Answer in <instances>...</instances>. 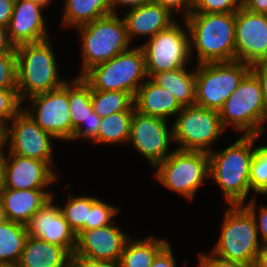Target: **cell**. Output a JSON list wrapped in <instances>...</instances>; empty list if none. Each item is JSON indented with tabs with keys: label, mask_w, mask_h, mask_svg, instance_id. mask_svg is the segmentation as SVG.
Listing matches in <instances>:
<instances>
[{
	"label": "cell",
	"mask_w": 267,
	"mask_h": 267,
	"mask_svg": "<svg viewBox=\"0 0 267 267\" xmlns=\"http://www.w3.org/2000/svg\"><path fill=\"white\" fill-rule=\"evenodd\" d=\"M262 136L242 135L222 151L209 152V177L223 191L230 205H243L251 192L250 169L256 140Z\"/></svg>",
	"instance_id": "cell-1"
},
{
	"label": "cell",
	"mask_w": 267,
	"mask_h": 267,
	"mask_svg": "<svg viewBox=\"0 0 267 267\" xmlns=\"http://www.w3.org/2000/svg\"><path fill=\"white\" fill-rule=\"evenodd\" d=\"M190 35V54L194 48L197 63L235 60V12L191 13L185 18Z\"/></svg>",
	"instance_id": "cell-2"
},
{
	"label": "cell",
	"mask_w": 267,
	"mask_h": 267,
	"mask_svg": "<svg viewBox=\"0 0 267 267\" xmlns=\"http://www.w3.org/2000/svg\"><path fill=\"white\" fill-rule=\"evenodd\" d=\"M50 39L16 46L17 90L22 102L34 95L61 87L58 65Z\"/></svg>",
	"instance_id": "cell-3"
},
{
	"label": "cell",
	"mask_w": 267,
	"mask_h": 267,
	"mask_svg": "<svg viewBox=\"0 0 267 267\" xmlns=\"http://www.w3.org/2000/svg\"><path fill=\"white\" fill-rule=\"evenodd\" d=\"M255 220L243 205L228 206L212 253L220 258L255 265L263 245L259 244Z\"/></svg>",
	"instance_id": "cell-4"
},
{
	"label": "cell",
	"mask_w": 267,
	"mask_h": 267,
	"mask_svg": "<svg viewBox=\"0 0 267 267\" xmlns=\"http://www.w3.org/2000/svg\"><path fill=\"white\" fill-rule=\"evenodd\" d=\"M76 29L81 34L82 76L91 67L127 51L130 41L123 17L112 13Z\"/></svg>",
	"instance_id": "cell-5"
},
{
	"label": "cell",
	"mask_w": 267,
	"mask_h": 267,
	"mask_svg": "<svg viewBox=\"0 0 267 267\" xmlns=\"http://www.w3.org/2000/svg\"><path fill=\"white\" fill-rule=\"evenodd\" d=\"M131 48L91 67L81 77L93 90L128 92L134 97L147 74L142 48Z\"/></svg>",
	"instance_id": "cell-6"
},
{
	"label": "cell",
	"mask_w": 267,
	"mask_h": 267,
	"mask_svg": "<svg viewBox=\"0 0 267 267\" xmlns=\"http://www.w3.org/2000/svg\"><path fill=\"white\" fill-rule=\"evenodd\" d=\"M219 116L225 129L230 125L243 135L261 136L265 132V107L259 79L250 70L229 96Z\"/></svg>",
	"instance_id": "cell-7"
},
{
	"label": "cell",
	"mask_w": 267,
	"mask_h": 267,
	"mask_svg": "<svg viewBox=\"0 0 267 267\" xmlns=\"http://www.w3.org/2000/svg\"><path fill=\"white\" fill-rule=\"evenodd\" d=\"M155 169L154 176L163 186L191 201L209 178V154L174 149Z\"/></svg>",
	"instance_id": "cell-8"
},
{
	"label": "cell",
	"mask_w": 267,
	"mask_h": 267,
	"mask_svg": "<svg viewBox=\"0 0 267 267\" xmlns=\"http://www.w3.org/2000/svg\"><path fill=\"white\" fill-rule=\"evenodd\" d=\"M194 69L196 105L219 111L250 71V65L233 60L197 64Z\"/></svg>",
	"instance_id": "cell-9"
},
{
	"label": "cell",
	"mask_w": 267,
	"mask_h": 267,
	"mask_svg": "<svg viewBox=\"0 0 267 267\" xmlns=\"http://www.w3.org/2000/svg\"><path fill=\"white\" fill-rule=\"evenodd\" d=\"M182 28L176 20L168 28L140 45L145 55L147 78L160 72L172 71L187 66L190 58V35L185 19Z\"/></svg>",
	"instance_id": "cell-10"
},
{
	"label": "cell",
	"mask_w": 267,
	"mask_h": 267,
	"mask_svg": "<svg viewBox=\"0 0 267 267\" xmlns=\"http://www.w3.org/2000/svg\"><path fill=\"white\" fill-rule=\"evenodd\" d=\"M173 123V142L178 150L211 152L213 143L226 129L219 111L197 105L184 106Z\"/></svg>",
	"instance_id": "cell-11"
},
{
	"label": "cell",
	"mask_w": 267,
	"mask_h": 267,
	"mask_svg": "<svg viewBox=\"0 0 267 267\" xmlns=\"http://www.w3.org/2000/svg\"><path fill=\"white\" fill-rule=\"evenodd\" d=\"M32 110L23 109L45 132L55 139L72 140V121L68 100V80L59 88L28 99Z\"/></svg>",
	"instance_id": "cell-12"
},
{
	"label": "cell",
	"mask_w": 267,
	"mask_h": 267,
	"mask_svg": "<svg viewBox=\"0 0 267 267\" xmlns=\"http://www.w3.org/2000/svg\"><path fill=\"white\" fill-rule=\"evenodd\" d=\"M167 125L163 118L143 115L134 109L128 144H132L154 168L171 154L168 148L173 142V132Z\"/></svg>",
	"instance_id": "cell-13"
},
{
	"label": "cell",
	"mask_w": 267,
	"mask_h": 267,
	"mask_svg": "<svg viewBox=\"0 0 267 267\" xmlns=\"http://www.w3.org/2000/svg\"><path fill=\"white\" fill-rule=\"evenodd\" d=\"M7 124L8 152L53 166L52 138L23 109Z\"/></svg>",
	"instance_id": "cell-14"
},
{
	"label": "cell",
	"mask_w": 267,
	"mask_h": 267,
	"mask_svg": "<svg viewBox=\"0 0 267 267\" xmlns=\"http://www.w3.org/2000/svg\"><path fill=\"white\" fill-rule=\"evenodd\" d=\"M235 60L252 65L267 60V16L241 7L235 12Z\"/></svg>",
	"instance_id": "cell-15"
},
{
	"label": "cell",
	"mask_w": 267,
	"mask_h": 267,
	"mask_svg": "<svg viewBox=\"0 0 267 267\" xmlns=\"http://www.w3.org/2000/svg\"><path fill=\"white\" fill-rule=\"evenodd\" d=\"M115 223L116 221L108 226L79 230L76 233L74 252L92 259L118 262L130 237Z\"/></svg>",
	"instance_id": "cell-16"
},
{
	"label": "cell",
	"mask_w": 267,
	"mask_h": 267,
	"mask_svg": "<svg viewBox=\"0 0 267 267\" xmlns=\"http://www.w3.org/2000/svg\"><path fill=\"white\" fill-rule=\"evenodd\" d=\"M52 198L25 224L28 235L61 246L70 254L76 248V234Z\"/></svg>",
	"instance_id": "cell-17"
},
{
	"label": "cell",
	"mask_w": 267,
	"mask_h": 267,
	"mask_svg": "<svg viewBox=\"0 0 267 267\" xmlns=\"http://www.w3.org/2000/svg\"><path fill=\"white\" fill-rule=\"evenodd\" d=\"M4 188L15 190L47 189L57 175L46 161L8 152Z\"/></svg>",
	"instance_id": "cell-18"
},
{
	"label": "cell",
	"mask_w": 267,
	"mask_h": 267,
	"mask_svg": "<svg viewBox=\"0 0 267 267\" xmlns=\"http://www.w3.org/2000/svg\"><path fill=\"white\" fill-rule=\"evenodd\" d=\"M45 8L33 0H16L7 31L10 41L15 45L37 43L49 39L45 17Z\"/></svg>",
	"instance_id": "cell-19"
},
{
	"label": "cell",
	"mask_w": 267,
	"mask_h": 267,
	"mask_svg": "<svg viewBox=\"0 0 267 267\" xmlns=\"http://www.w3.org/2000/svg\"><path fill=\"white\" fill-rule=\"evenodd\" d=\"M123 19L130 42L139 35L150 39L175 22L172 13L154 1L129 9Z\"/></svg>",
	"instance_id": "cell-20"
},
{
	"label": "cell",
	"mask_w": 267,
	"mask_h": 267,
	"mask_svg": "<svg viewBox=\"0 0 267 267\" xmlns=\"http://www.w3.org/2000/svg\"><path fill=\"white\" fill-rule=\"evenodd\" d=\"M53 197V193L44 189L15 190L3 188L0 192V200L7 220L24 225Z\"/></svg>",
	"instance_id": "cell-21"
},
{
	"label": "cell",
	"mask_w": 267,
	"mask_h": 267,
	"mask_svg": "<svg viewBox=\"0 0 267 267\" xmlns=\"http://www.w3.org/2000/svg\"><path fill=\"white\" fill-rule=\"evenodd\" d=\"M133 103L135 111L165 120L182 110V106L175 97L151 78H146V81L138 88Z\"/></svg>",
	"instance_id": "cell-22"
},
{
	"label": "cell",
	"mask_w": 267,
	"mask_h": 267,
	"mask_svg": "<svg viewBox=\"0 0 267 267\" xmlns=\"http://www.w3.org/2000/svg\"><path fill=\"white\" fill-rule=\"evenodd\" d=\"M71 254L63 247L28 235L19 267H70Z\"/></svg>",
	"instance_id": "cell-23"
},
{
	"label": "cell",
	"mask_w": 267,
	"mask_h": 267,
	"mask_svg": "<svg viewBox=\"0 0 267 267\" xmlns=\"http://www.w3.org/2000/svg\"><path fill=\"white\" fill-rule=\"evenodd\" d=\"M186 68L160 72L151 77L156 84L169 91L182 107L196 105V72L193 70L191 73Z\"/></svg>",
	"instance_id": "cell-24"
},
{
	"label": "cell",
	"mask_w": 267,
	"mask_h": 267,
	"mask_svg": "<svg viewBox=\"0 0 267 267\" xmlns=\"http://www.w3.org/2000/svg\"><path fill=\"white\" fill-rule=\"evenodd\" d=\"M63 10L62 27L73 28L112 14L109 0H66Z\"/></svg>",
	"instance_id": "cell-25"
},
{
	"label": "cell",
	"mask_w": 267,
	"mask_h": 267,
	"mask_svg": "<svg viewBox=\"0 0 267 267\" xmlns=\"http://www.w3.org/2000/svg\"><path fill=\"white\" fill-rule=\"evenodd\" d=\"M164 239H156L152 234L145 239L125 243L119 263L121 267H150L156 255L168 244Z\"/></svg>",
	"instance_id": "cell-26"
},
{
	"label": "cell",
	"mask_w": 267,
	"mask_h": 267,
	"mask_svg": "<svg viewBox=\"0 0 267 267\" xmlns=\"http://www.w3.org/2000/svg\"><path fill=\"white\" fill-rule=\"evenodd\" d=\"M90 85L78 76L68 82V100L72 121V139L74 130L89 119H96L98 114L93 111Z\"/></svg>",
	"instance_id": "cell-27"
},
{
	"label": "cell",
	"mask_w": 267,
	"mask_h": 267,
	"mask_svg": "<svg viewBox=\"0 0 267 267\" xmlns=\"http://www.w3.org/2000/svg\"><path fill=\"white\" fill-rule=\"evenodd\" d=\"M24 224L6 220L0 224V263H18L27 240Z\"/></svg>",
	"instance_id": "cell-28"
},
{
	"label": "cell",
	"mask_w": 267,
	"mask_h": 267,
	"mask_svg": "<svg viewBox=\"0 0 267 267\" xmlns=\"http://www.w3.org/2000/svg\"><path fill=\"white\" fill-rule=\"evenodd\" d=\"M133 112L119 111L101 118L98 136L93 143L115 145L128 143Z\"/></svg>",
	"instance_id": "cell-29"
},
{
	"label": "cell",
	"mask_w": 267,
	"mask_h": 267,
	"mask_svg": "<svg viewBox=\"0 0 267 267\" xmlns=\"http://www.w3.org/2000/svg\"><path fill=\"white\" fill-rule=\"evenodd\" d=\"M91 102L100 118L119 111H134V97L128 92L92 89Z\"/></svg>",
	"instance_id": "cell-30"
},
{
	"label": "cell",
	"mask_w": 267,
	"mask_h": 267,
	"mask_svg": "<svg viewBox=\"0 0 267 267\" xmlns=\"http://www.w3.org/2000/svg\"><path fill=\"white\" fill-rule=\"evenodd\" d=\"M65 206L60 207V210L68 222L70 228L75 234L85 225L88 221L89 210L92 203L97 199L96 197L85 196H69Z\"/></svg>",
	"instance_id": "cell-31"
},
{
	"label": "cell",
	"mask_w": 267,
	"mask_h": 267,
	"mask_svg": "<svg viewBox=\"0 0 267 267\" xmlns=\"http://www.w3.org/2000/svg\"><path fill=\"white\" fill-rule=\"evenodd\" d=\"M250 186L256 194L267 195V145L257 146L250 169Z\"/></svg>",
	"instance_id": "cell-32"
},
{
	"label": "cell",
	"mask_w": 267,
	"mask_h": 267,
	"mask_svg": "<svg viewBox=\"0 0 267 267\" xmlns=\"http://www.w3.org/2000/svg\"><path fill=\"white\" fill-rule=\"evenodd\" d=\"M119 210V208L97 198L89 210L88 221L80 230H90L112 224L115 221L112 218L120 212Z\"/></svg>",
	"instance_id": "cell-33"
},
{
	"label": "cell",
	"mask_w": 267,
	"mask_h": 267,
	"mask_svg": "<svg viewBox=\"0 0 267 267\" xmlns=\"http://www.w3.org/2000/svg\"><path fill=\"white\" fill-rule=\"evenodd\" d=\"M244 5V0H193L191 13H231Z\"/></svg>",
	"instance_id": "cell-34"
},
{
	"label": "cell",
	"mask_w": 267,
	"mask_h": 267,
	"mask_svg": "<svg viewBox=\"0 0 267 267\" xmlns=\"http://www.w3.org/2000/svg\"><path fill=\"white\" fill-rule=\"evenodd\" d=\"M16 53H0V88L17 89Z\"/></svg>",
	"instance_id": "cell-35"
},
{
	"label": "cell",
	"mask_w": 267,
	"mask_h": 267,
	"mask_svg": "<svg viewBox=\"0 0 267 267\" xmlns=\"http://www.w3.org/2000/svg\"><path fill=\"white\" fill-rule=\"evenodd\" d=\"M17 89L0 88V117L9 123L21 110Z\"/></svg>",
	"instance_id": "cell-36"
},
{
	"label": "cell",
	"mask_w": 267,
	"mask_h": 267,
	"mask_svg": "<svg viewBox=\"0 0 267 267\" xmlns=\"http://www.w3.org/2000/svg\"><path fill=\"white\" fill-rule=\"evenodd\" d=\"M256 198L253 197L247 204H243V206L250 212L253 216L256 224V228L258 231V235L261 237L262 245L267 246V206H262L258 209L260 212L259 220H257V210H256ZM258 221V222H257Z\"/></svg>",
	"instance_id": "cell-37"
},
{
	"label": "cell",
	"mask_w": 267,
	"mask_h": 267,
	"mask_svg": "<svg viewBox=\"0 0 267 267\" xmlns=\"http://www.w3.org/2000/svg\"><path fill=\"white\" fill-rule=\"evenodd\" d=\"M100 122V117H96V119H89L86 122H82L74 130L72 140L74 141L75 139L84 138L85 140L88 139V141L93 142L98 136Z\"/></svg>",
	"instance_id": "cell-38"
},
{
	"label": "cell",
	"mask_w": 267,
	"mask_h": 267,
	"mask_svg": "<svg viewBox=\"0 0 267 267\" xmlns=\"http://www.w3.org/2000/svg\"><path fill=\"white\" fill-rule=\"evenodd\" d=\"M199 266L200 267H254L252 265L243 264L236 261L225 260L223 258L214 255L211 252L209 254H199Z\"/></svg>",
	"instance_id": "cell-39"
},
{
	"label": "cell",
	"mask_w": 267,
	"mask_h": 267,
	"mask_svg": "<svg viewBox=\"0 0 267 267\" xmlns=\"http://www.w3.org/2000/svg\"><path fill=\"white\" fill-rule=\"evenodd\" d=\"M70 267H121L118 262L92 259L73 252L70 258Z\"/></svg>",
	"instance_id": "cell-40"
},
{
	"label": "cell",
	"mask_w": 267,
	"mask_h": 267,
	"mask_svg": "<svg viewBox=\"0 0 267 267\" xmlns=\"http://www.w3.org/2000/svg\"><path fill=\"white\" fill-rule=\"evenodd\" d=\"M250 70L254 75L259 79L262 95H263V104L265 107V122L267 121V60L259 61L250 66Z\"/></svg>",
	"instance_id": "cell-41"
},
{
	"label": "cell",
	"mask_w": 267,
	"mask_h": 267,
	"mask_svg": "<svg viewBox=\"0 0 267 267\" xmlns=\"http://www.w3.org/2000/svg\"><path fill=\"white\" fill-rule=\"evenodd\" d=\"M167 8L172 14L174 11L183 12V18L188 17L192 12L193 0H152ZM185 7V8H183ZM184 9V10H183Z\"/></svg>",
	"instance_id": "cell-42"
},
{
	"label": "cell",
	"mask_w": 267,
	"mask_h": 267,
	"mask_svg": "<svg viewBox=\"0 0 267 267\" xmlns=\"http://www.w3.org/2000/svg\"><path fill=\"white\" fill-rule=\"evenodd\" d=\"M171 249L170 243H168L154 258L150 267H176V262Z\"/></svg>",
	"instance_id": "cell-43"
},
{
	"label": "cell",
	"mask_w": 267,
	"mask_h": 267,
	"mask_svg": "<svg viewBox=\"0 0 267 267\" xmlns=\"http://www.w3.org/2000/svg\"><path fill=\"white\" fill-rule=\"evenodd\" d=\"M16 0H0V25L8 27Z\"/></svg>",
	"instance_id": "cell-44"
},
{
	"label": "cell",
	"mask_w": 267,
	"mask_h": 267,
	"mask_svg": "<svg viewBox=\"0 0 267 267\" xmlns=\"http://www.w3.org/2000/svg\"><path fill=\"white\" fill-rule=\"evenodd\" d=\"M15 48L10 41L7 27L0 25V53H16Z\"/></svg>",
	"instance_id": "cell-45"
},
{
	"label": "cell",
	"mask_w": 267,
	"mask_h": 267,
	"mask_svg": "<svg viewBox=\"0 0 267 267\" xmlns=\"http://www.w3.org/2000/svg\"><path fill=\"white\" fill-rule=\"evenodd\" d=\"M110 1V5H111V11L112 13L117 14L116 12V6L120 7V6H127L128 8L132 9V8H136V7H140L142 5H145L149 2H151L152 0H109Z\"/></svg>",
	"instance_id": "cell-46"
},
{
	"label": "cell",
	"mask_w": 267,
	"mask_h": 267,
	"mask_svg": "<svg viewBox=\"0 0 267 267\" xmlns=\"http://www.w3.org/2000/svg\"><path fill=\"white\" fill-rule=\"evenodd\" d=\"M243 7L254 13L267 14V0H244Z\"/></svg>",
	"instance_id": "cell-47"
},
{
	"label": "cell",
	"mask_w": 267,
	"mask_h": 267,
	"mask_svg": "<svg viewBox=\"0 0 267 267\" xmlns=\"http://www.w3.org/2000/svg\"><path fill=\"white\" fill-rule=\"evenodd\" d=\"M6 153H0V192L5 185Z\"/></svg>",
	"instance_id": "cell-48"
},
{
	"label": "cell",
	"mask_w": 267,
	"mask_h": 267,
	"mask_svg": "<svg viewBox=\"0 0 267 267\" xmlns=\"http://www.w3.org/2000/svg\"><path fill=\"white\" fill-rule=\"evenodd\" d=\"M254 267H267V246H263L261 252L257 256Z\"/></svg>",
	"instance_id": "cell-49"
},
{
	"label": "cell",
	"mask_w": 267,
	"mask_h": 267,
	"mask_svg": "<svg viewBox=\"0 0 267 267\" xmlns=\"http://www.w3.org/2000/svg\"><path fill=\"white\" fill-rule=\"evenodd\" d=\"M6 137H7V133H0V153H4L5 152V150H3V149L6 146V141H5Z\"/></svg>",
	"instance_id": "cell-50"
},
{
	"label": "cell",
	"mask_w": 267,
	"mask_h": 267,
	"mask_svg": "<svg viewBox=\"0 0 267 267\" xmlns=\"http://www.w3.org/2000/svg\"><path fill=\"white\" fill-rule=\"evenodd\" d=\"M7 220L5 210L3 209L2 202L0 200V224L5 222Z\"/></svg>",
	"instance_id": "cell-51"
},
{
	"label": "cell",
	"mask_w": 267,
	"mask_h": 267,
	"mask_svg": "<svg viewBox=\"0 0 267 267\" xmlns=\"http://www.w3.org/2000/svg\"><path fill=\"white\" fill-rule=\"evenodd\" d=\"M7 124L1 117H0V133H7Z\"/></svg>",
	"instance_id": "cell-52"
},
{
	"label": "cell",
	"mask_w": 267,
	"mask_h": 267,
	"mask_svg": "<svg viewBox=\"0 0 267 267\" xmlns=\"http://www.w3.org/2000/svg\"><path fill=\"white\" fill-rule=\"evenodd\" d=\"M0 267H19L18 263H0Z\"/></svg>",
	"instance_id": "cell-53"
},
{
	"label": "cell",
	"mask_w": 267,
	"mask_h": 267,
	"mask_svg": "<svg viewBox=\"0 0 267 267\" xmlns=\"http://www.w3.org/2000/svg\"><path fill=\"white\" fill-rule=\"evenodd\" d=\"M33 1L39 2L45 7L49 6V4L51 3V0H33Z\"/></svg>",
	"instance_id": "cell-54"
}]
</instances>
